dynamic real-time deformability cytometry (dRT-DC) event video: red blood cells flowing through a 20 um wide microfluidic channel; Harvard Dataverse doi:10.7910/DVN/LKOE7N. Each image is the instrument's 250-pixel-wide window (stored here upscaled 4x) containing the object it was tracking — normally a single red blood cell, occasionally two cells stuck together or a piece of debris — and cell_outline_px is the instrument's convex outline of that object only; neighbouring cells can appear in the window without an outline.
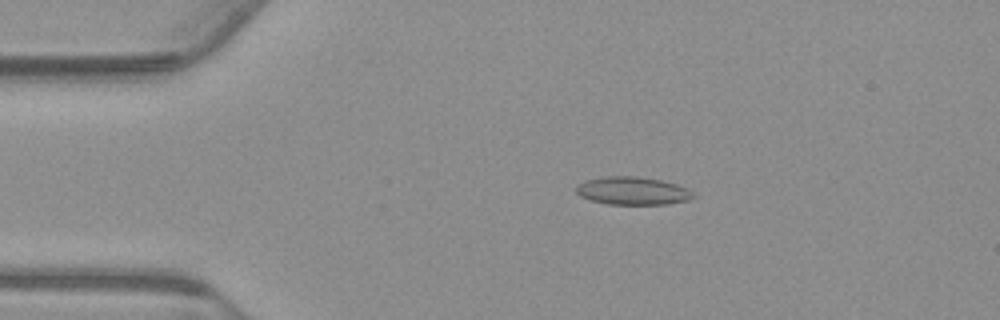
{"species": "common noctule bat (a hibernating species)", "species_latin": "Nyctalus noctula", "temperature_condition": "warm", "stored_images_in_passage": 41, "camera_frame_rate_fps": 3000, "um_per_image_px": 0.085, "animal": {"sex": "male", "body_mass_g": 23.1, "forearm_length_mm": 52.7}, "frame": {"image": 1, "passage_image": 5, "time_ms": 1.333, "image_size_px": [1000, 320], "cell_outline_px": [[696, 196], [692, 200], [668, 204], [608, 204], [592, 200], [580, 196], [576, 192], [576, 188], [584, 180], [604, 176], [636, 176], [660, 180], [676, 184], [692, 192]], "centroid_in_image_um": [53.78, 16.22], "position_along_channel_um": 31.2, "area_um2": 19.02}}
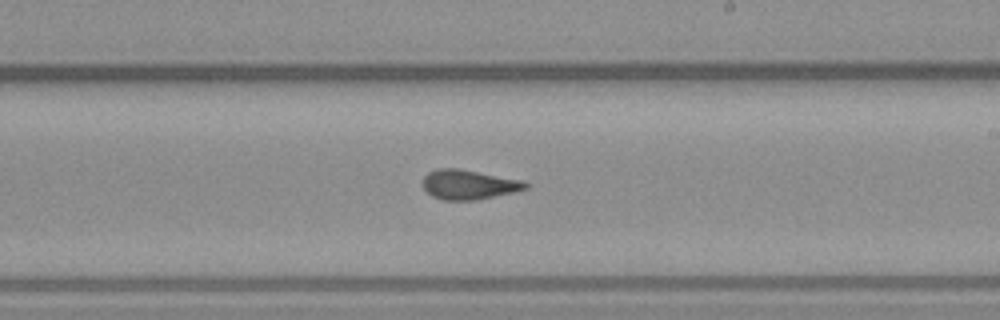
{"frame": {"image": 2, "passage_image": 26, "time_ms": 8.333, "image_size_px": [1000, 320], "cell_outline_px": [[528, 188], [512, 192], [476, 200], [444, 200], [432, 196], [424, 188], [424, 176], [428, 172], [436, 168], [460, 168], [520, 180], [528, 184]], "centroid_in_image_um": [39.81, 15.68], "position_along_channel_um": 249.2, "area_um2": 17.51}}
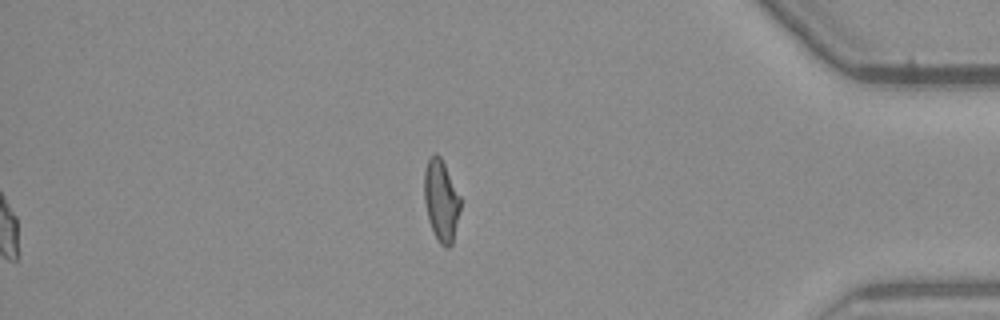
{"frame": {"image": 3, "passage_image": 41, "time_ms": 13.333, "image_size_px": [1000, 320], "cell_outline_px": [[460, 208], [452, 244], [448, 248], [444, 248], [440, 244], [428, 220], [424, 200], [424, 172], [428, 160], [436, 152], [440, 156], [460, 196]], "centroid_in_image_um": [37.49, 17.05], "position_along_channel_um": 397.7, "area_um2": 16.94}, "authors_computed_cell_mechanics": {"area_um2": 17.7446, "velocity_mm_per_s": 3.7519, "shape_relaxation_time_tau1_ms": 8.8387, "shape_relaxation_time_tau2_ms": 1.6795, "deformation_change_tau1": 0.2242, "deformation_change_tau2": 0.0955}}